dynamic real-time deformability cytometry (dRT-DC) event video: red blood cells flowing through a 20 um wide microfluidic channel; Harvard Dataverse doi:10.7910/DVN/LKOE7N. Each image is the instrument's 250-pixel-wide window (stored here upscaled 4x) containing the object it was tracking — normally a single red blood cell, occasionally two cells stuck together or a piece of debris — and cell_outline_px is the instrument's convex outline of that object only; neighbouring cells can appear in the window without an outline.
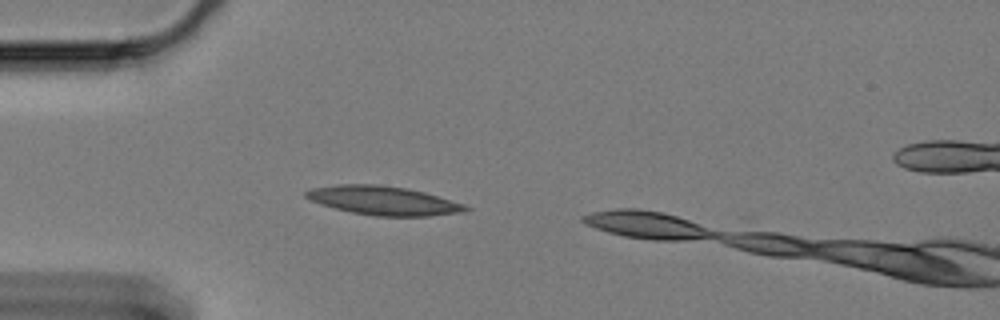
{"species": "Egyptian fruit bat (a non-hibernating species)", "species_latin": "Rousettus aegyptiacus", "temperature_condition": "cold", "stored_images_in_passage": 12, "camera_frame_rate_fps": 3000, "um_per_image_px": 0.085, "animal": {"sex": "female"}, "frame": {"image": 1, "passage_image": 6, "time_ms": 1.667, "image_size_px": [1000, 320], "cell_outline_px": [[472, 208], [468, 212], [428, 216], [376, 216], [352, 212], [320, 204], [304, 196], [304, 192], [312, 188], [340, 184], [380, 184], [408, 188], [424, 192], [464, 204]], "centroid_in_image_um": [32.63, 17.05], "position_along_channel_um": 52.4, "area_um2": 26.88}}
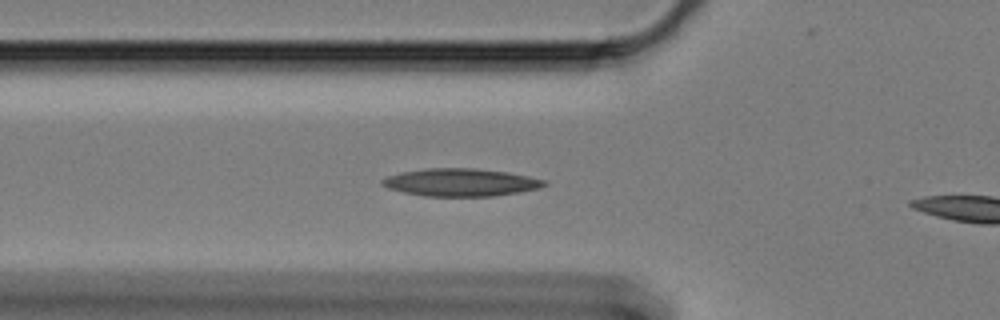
{"frame": {"image": 2, "passage_image": 10, "time_ms": 3.0, "image_size_px": [1000, 320], "cell_outline_px": [[548, 184], [540, 188], [520, 192], [496, 196], [424, 196], [404, 192], [388, 188], [380, 184], [380, 180], [388, 176], [400, 172], [424, 168], [476, 168], [508, 172], [528, 176], [544, 180]], "centroid_in_image_um": [39.15, 15.5], "position_along_channel_um": 86.6, "area_um2": 26.3}}